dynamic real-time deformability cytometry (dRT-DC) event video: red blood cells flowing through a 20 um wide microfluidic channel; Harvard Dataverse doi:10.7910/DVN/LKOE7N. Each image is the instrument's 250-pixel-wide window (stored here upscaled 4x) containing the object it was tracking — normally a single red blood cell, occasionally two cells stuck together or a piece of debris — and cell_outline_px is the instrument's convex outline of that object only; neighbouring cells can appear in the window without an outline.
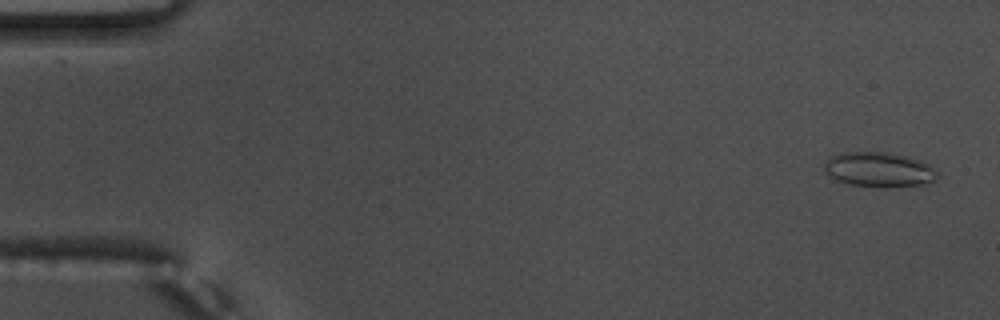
{"species": "common noctule bat (a hibernating species)", "species_latin": "Nyctalus noctula", "temperature_condition": "warm", "stored_images_in_passage": 56, "camera_frame_rate_fps": 3000, "um_per_image_px": 0.085, "animal": {"sex": "male", "body_mass_g": 17.5, "forearm_length_mm": 52.3}, "frame": {"image": 1, "passage_image": 3, "time_ms": 0.667, "image_size_px": [1000, 320], "cell_outline_px": [[940, 176], [936, 180], [920, 184], [888, 188], [884, 188], [848, 184], [836, 180], [824, 172], [824, 160], [832, 156], [844, 152], [888, 152], [920, 160], [928, 164], [940, 172]], "centroid_in_image_um": [74.72, 14.42], "position_along_channel_um": 10.3, "area_um2": 23.24}}
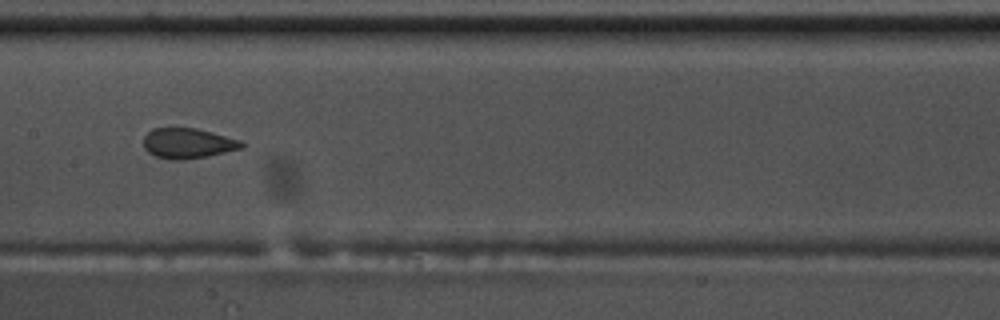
{"frame": {"image": 2, "passage_image": 29, "time_ms": 9.333, "image_size_px": [1000, 320], "cell_outline_px": [[244, 148], [204, 156], [180, 160], [172, 160], [156, 156], [148, 152], [144, 148], [144, 136], [152, 128], [196, 128], [240, 140], [244, 144]], "centroid_in_image_um": [15.94, 12.17], "position_along_channel_um": 191.5, "area_um2": 17.05}}
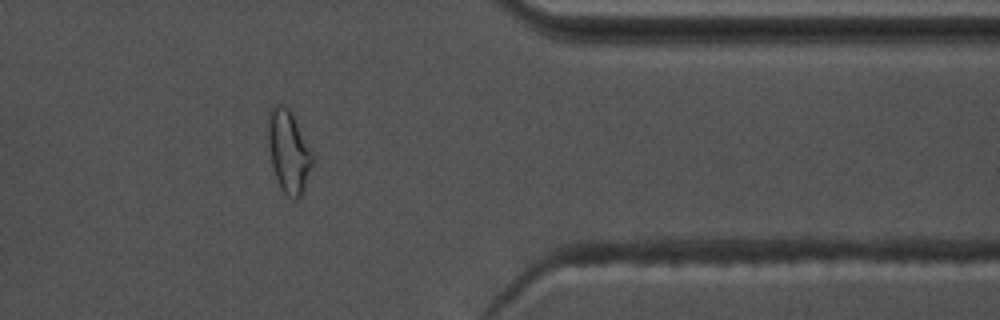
{"frame": {"image": 3, "passage_image": 46, "time_ms": 15.0, "image_size_px": [1000, 320], "cell_outline_px": [[316, 156], [300, 196], [296, 200], [292, 200], [280, 188], [276, 180], [272, 168], [268, 144], [268, 112], [276, 104], [284, 104], [292, 112]], "centroid_in_image_um": [24.54, 12.86], "position_along_channel_um": 386.9, "area_um2": 21.79}, "authors_computed_cell_mechanics": {"area_um2": 19.3052, "velocity_mm_per_s": 3.7196, "shape_relaxation_time_tau1_ms": 8.2558, "shape_relaxation_time_tau2_ms": 0.8585, "deformation_change_tau1": 0.1739, "deformation_change_tau2": 0.0544}}